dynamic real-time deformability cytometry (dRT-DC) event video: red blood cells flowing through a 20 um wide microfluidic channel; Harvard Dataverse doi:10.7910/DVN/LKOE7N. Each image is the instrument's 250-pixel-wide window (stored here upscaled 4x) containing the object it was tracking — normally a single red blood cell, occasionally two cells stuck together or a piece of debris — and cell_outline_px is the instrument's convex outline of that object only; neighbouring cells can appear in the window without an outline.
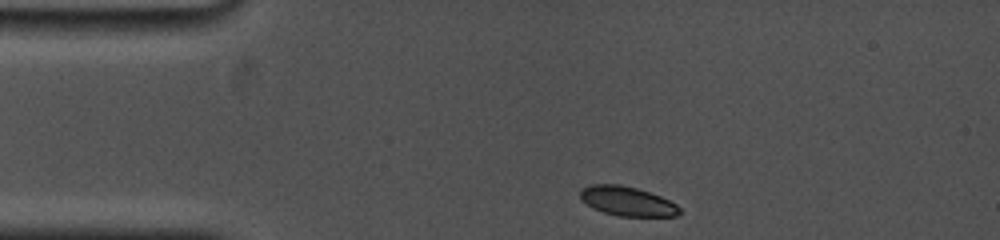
{"species": "common noctule bat (a hibernating species)", "species_latin": "Nyctalus noctula", "temperature_condition": "cold", "stored_images_in_passage": 11, "camera_frame_rate_fps": 5000, "um_per_image_px": 0.085, "animal": {"sex": "female", "body_mass_g": 19.0, "forearm_length_mm": 53.3}, "frame": {"image": 1, "passage_image": 1, "time_ms": 0.0, "image_size_px": [1000, 240], "cell_outline_px": [[680, 212], [676, 216], [620, 216], [604, 212], [592, 208], [580, 200], [580, 188], [592, 184], [620, 184], [636, 188], [660, 196], [676, 204], [680, 208]], "centroid_in_image_um": [53.27, 17.09], "position_along_channel_um": 31.7, "area_um2": 16.99}}
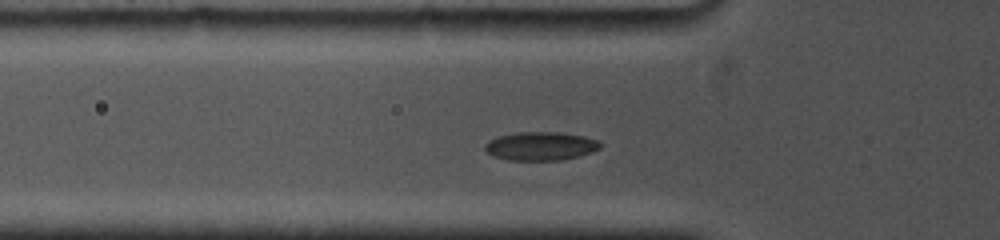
{"frame": {"image": 2, "passage_image": 7, "time_ms": 2.4, "image_size_px": [1000, 240], "cell_outline_px": [[600, 148], [592, 152], [580, 156], [560, 160], [508, 160], [492, 156], [484, 148], [484, 144], [488, 140], [496, 136], [516, 132], [560, 132], [584, 136], [596, 140], [600, 144]], "centroid_in_image_um": [45.91, 12.41], "position_along_channel_um": 79.9, "area_um2": 19.31}}
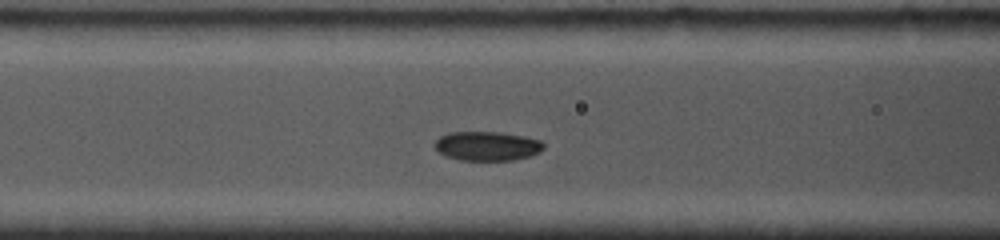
{"frame": {"image": 3, "passage_image": 10, "time_ms": 3.6, "image_size_px": [1000, 240], "cell_outline_px": [[544, 148], [540, 152], [532, 156], [512, 160], [460, 160], [444, 156], [436, 148], [436, 140], [440, 136], [448, 132], [500, 132], [524, 136], [540, 140], [544, 144]], "centroid_in_image_um": [41.43, 12.41], "position_along_channel_um": 125.2, "area_um2": 18.61}}